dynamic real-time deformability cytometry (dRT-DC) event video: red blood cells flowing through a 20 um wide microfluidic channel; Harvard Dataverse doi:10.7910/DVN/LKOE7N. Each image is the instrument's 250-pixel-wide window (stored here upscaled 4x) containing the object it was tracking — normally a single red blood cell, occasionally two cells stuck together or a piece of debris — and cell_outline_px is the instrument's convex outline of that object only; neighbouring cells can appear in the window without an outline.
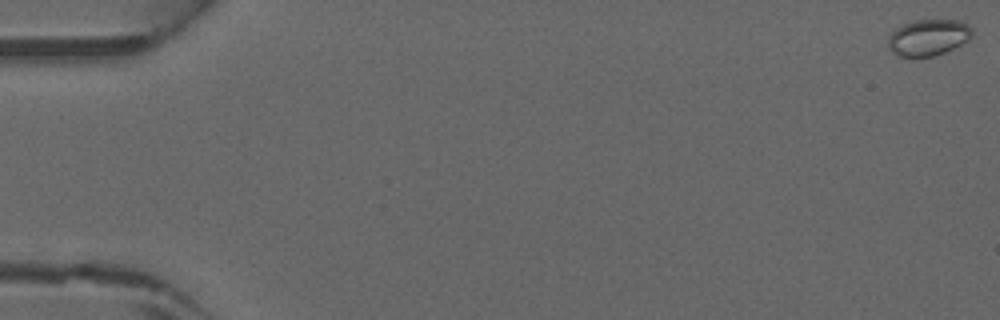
{"species": "common noctule bat (a hibernating species)", "species_latin": "Nyctalus noctula", "temperature_condition": "warm", "stored_images_in_passage": 47, "camera_frame_rate_fps": 3000, "um_per_image_px": 0.085, "animal": {"sex": "male", "forearm_length_mm": 52.5}, "frame": {"image": 1, "passage_image": 1, "time_ms": 0.0, "image_size_px": [1000, 320], "cell_outline_px": [[972, 36], [968, 40], [944, 52], [932, 56], [900, 56], [892, 52], [888, 48], [888, 36], [896, 28], [912, 20], [960, 20], [968, 24], [972, 28]], "centroid_in_image_um": [78.9, 3.16], "position_along_channel_um": 6.1, "area_um2": 17.69}}
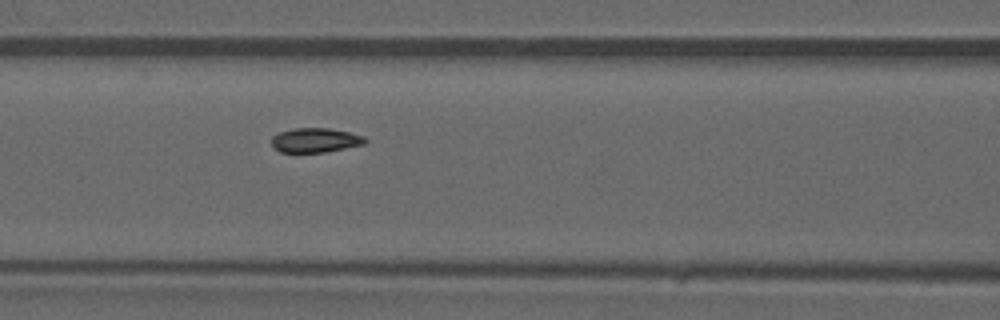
{"frame": {"image": 2, "passage_image": 21, "time_ms": 6.667, "image_size_px": [1000, 320], "cell_outline_px": [[368, 140], [364, 144], [324, 152], [280, 152], [272, 148], [272, 136], [280, 132], [296, 128], [328, 128], [348, 132], [364, 136]], "centroid_in_image_um": [26.78, 11.92], "position_along_channel_um": 139.8, "area_um2": 13.24}}
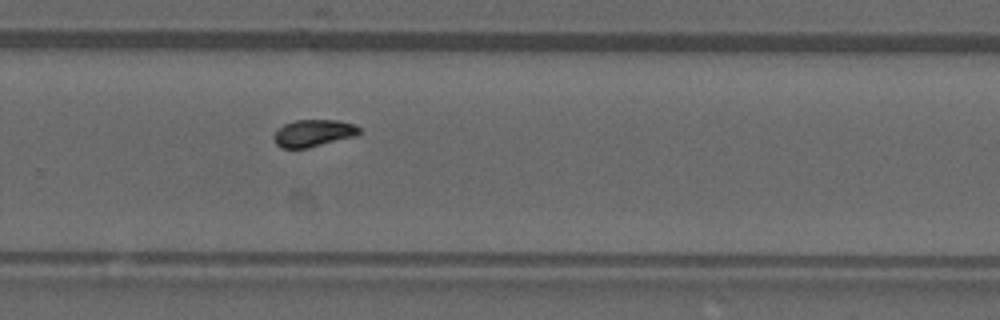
{"frame": {"image": 3, "passage_image": 32, "time_ms": 10.333, "image_size_px": [1000, 320], "cell_outline_px": [[360, 132], [356, 136], [304, 148], [280, 148], [276, 144], [272, 136], [284, 124], [296, 120], [336, 120], [352, 124], [360, 128]], "centroid_in_image_um": [26.61, 11.31], "position_along_channel_um": 303.2, "area_um2": 13.24}}